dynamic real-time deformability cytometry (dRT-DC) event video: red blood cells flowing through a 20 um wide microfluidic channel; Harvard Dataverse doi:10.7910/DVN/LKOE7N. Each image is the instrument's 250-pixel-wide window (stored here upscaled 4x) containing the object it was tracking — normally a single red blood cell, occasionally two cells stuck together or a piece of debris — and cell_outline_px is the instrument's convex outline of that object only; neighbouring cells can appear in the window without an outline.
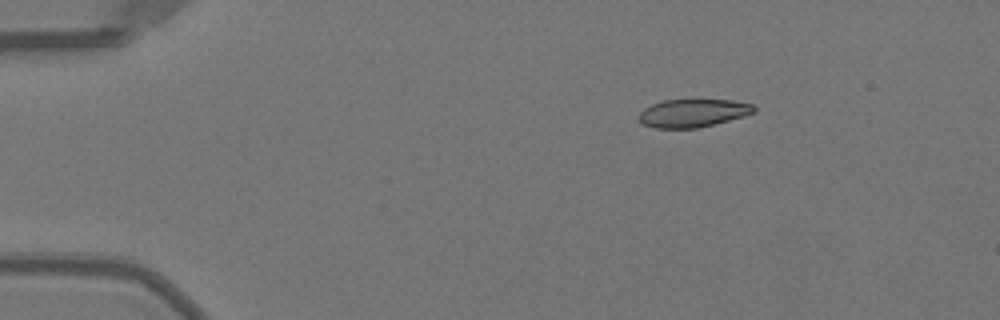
{"species": "Egyptian fruit bat (a non-hibernating species)", "species_latin": "Rousettus aegyptiacus", "temperature_condition": "warm", "stored_images_in_passage": 44, "camera_frame_rate_fps": 3000, "um_per_image_px": 0.085, "animal": {"sex": "female"}, "frame": {"image": 1, "passage_image": 1, "time_ms": 0.0, "image_size_px": [1000, 320], "cell_outline_px": [[756, 112], [744, 116], [696, 128], [656, 128], [640, 124], [636, 120], [636, 116], [644, 108], [652, 104], [664, 100], [732, 100], [752, 104], [756, 108]], "centroid_in_image_um": [58.84, 9.61], "position_along_channel_um": 26.2, "area_um2": 18.9}}
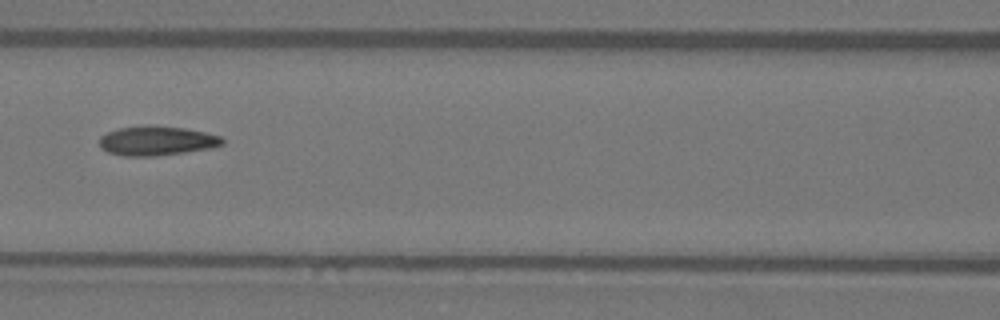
{"frame": {"image": 2, "passage_image": 16, "time_ms": 5.0, "image_size_px": [1000, 320], "cell_outline_px": [[224, 144], [212, 148], [156, 156], [124, 156], [108, 152], [100, 148], [100, 136], [108, 132], [120, 128], [184, 128], [204, 132], [220, 136], [224, 140]], "centroid_in_image_um": [13.34, 12.02], "position_along_channel_um": 153.3, "area_um2": 20.23}}
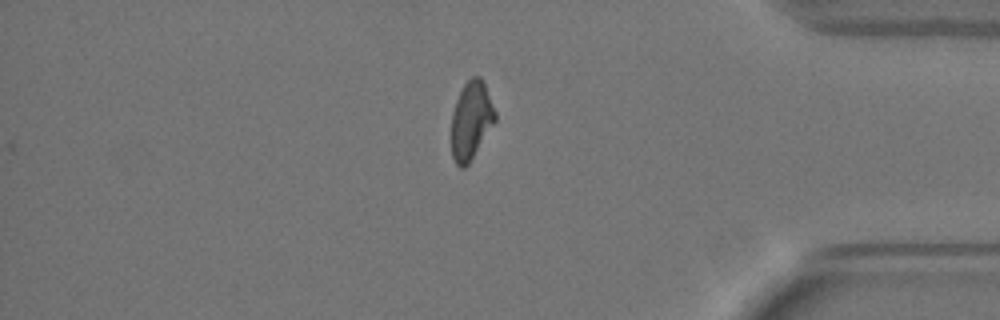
{"frame": {"image": 3, "passage_image": 36, "time_ms": 11.667, "image_size_px": [1000, 320], "cell_outline_px": [[496, 120], [468, 164], [464, 168], [460, 168], [456, 164], [452, 156], [452, 112], [456, 100], [464, 84], [472, 76], [480, 76], [484, 84], [496, 112]], "centroid_in_image_um": [40.04, 10.23], "position_along_channel_um": 395.2, "area_um2": 19.59}, "authors_computed_cell_mechanics": {"area_um2": 20.3745, "velocity_mm_per_s": 4.0134, "shape_relaxation_time_tau1_ms": null, "shape_relaxation_time_tau2_ms": 3.2127, "deformation_change_tau1": null, "deformation_change_tau2": 0.0866}}